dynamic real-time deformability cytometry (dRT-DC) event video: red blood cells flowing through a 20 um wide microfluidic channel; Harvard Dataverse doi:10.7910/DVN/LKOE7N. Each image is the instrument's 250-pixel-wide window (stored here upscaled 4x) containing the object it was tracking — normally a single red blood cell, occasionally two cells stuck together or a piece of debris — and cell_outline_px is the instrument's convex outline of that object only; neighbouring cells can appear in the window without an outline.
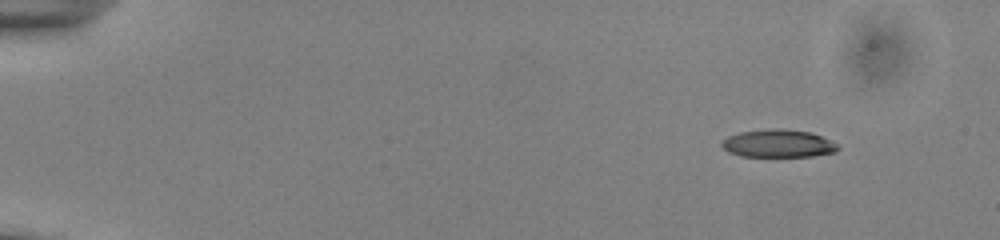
{"species": "common noctule bat (a hibernating species)", "species_latin": "Nyctalus noctula", "temperature_condition": "cold", "stored_images_in_passage": 49, "camera_frame_rate_fps": 3000, "um_per_image_px": 0.085, "animal": {"sex": "male", "body_mass_g": 13.0, "forearm_length_mm": 53.1}, "frame": {"image": 1, "passage_image": 1, "time_ms": 0.0, "image_size_px": [1000, 240], "cell_outline_px": [[840, 148], [836, 152], [812, 156], [740, 156], [728, 152], [720, 144], [728, 136], [740, 132], [768, 128], [780, 128], [812, 132], [840, 144]], "centroid_in_image_um": [66.19, 12.19], "position_along_channel_um": 18.8, "area_um2": 19.02}}
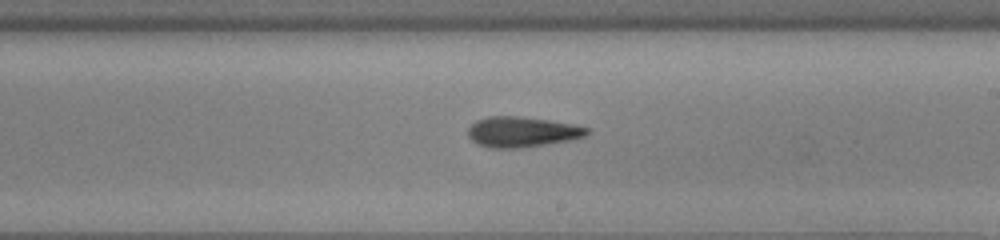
{"frame": {"image": 2, "passage_image": 28, "time_ms": 9.0, "image_size_px": [1000, 240], "cell_outline_px": [[588, 132], [584, 136], [568, 140], [520, 148], [488, 148], [476, 144], [468, 136], [468, 128], [476, 120], [488, 116], [520, 116], [548, 120], [572, 124], [588, 128]], "centroid_in_image_um": [44.3, 11.21], "position_along_channel_um": 244.7, "area_um2": 20.92}}
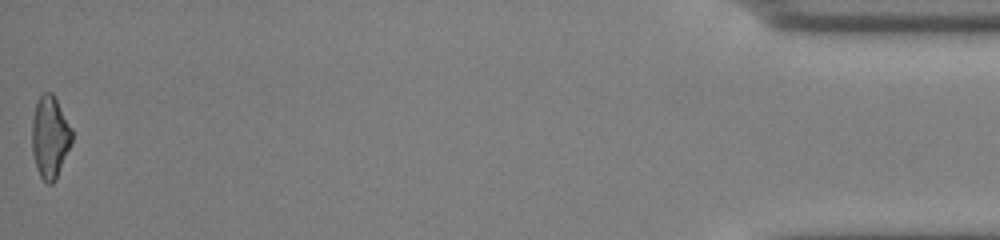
{"frame": {"image": 3, "passage_image": 49, "time_ms": 16.0, "image_size_px": [1000, 240], "cell_outline_px": [[72, 144], [56, 180], [52, 184], [48, 184], [40, 176], [36, 168], [32, 152], [32, 120], [36, 104], [40, 96], [44, 92], [52, 92], [56, 96], [72, 128]], "centroid_in_image_um": [4.27, 11.65], "position_along_channel_um": 430.9, "area_um2": 19.48}, "authors_computed_cell_mechanics": {"area_um2": 19.9988, "velocity_mm_per_s": 3.9029, "shape_relaxation_time_tau1_ms": 3.4559, "shape_relaxation_time_tau2_ms": 5.8635, "deformation_change_tau1": 0.1401, "deformation_change_tau2": 0.2014}}